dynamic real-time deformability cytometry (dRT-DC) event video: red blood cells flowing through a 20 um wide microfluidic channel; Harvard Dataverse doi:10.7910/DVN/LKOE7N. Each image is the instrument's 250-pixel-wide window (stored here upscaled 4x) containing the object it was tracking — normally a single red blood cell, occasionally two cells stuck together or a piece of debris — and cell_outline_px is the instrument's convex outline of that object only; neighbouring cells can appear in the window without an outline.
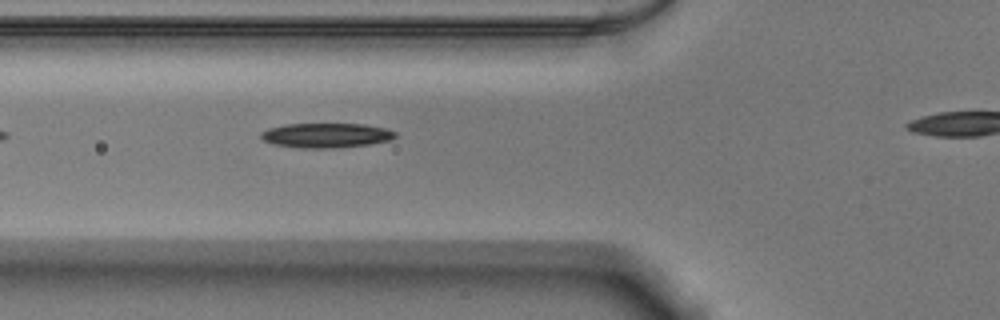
{"species": "Egyptian fruit bat (a non-hibernating species)", "species_latin": "Rousettus aegyptiacus", "temperature_condition": "warm", "stored_images_in_passage": 30, "camera_frame_rate_fps": 3000, "um_per_image_px": 0.085, "animal": {"sex": "male"}, "frame": {"image": 1, "passage_image": 3, "time_ms": 0.667, "image_size_px": [1000, 320], "cell_outline_px": [[396, 136], [392, 140], [368, 144], [340, 148], [300, 148], [272, 144], [264, 140], [260, 136], [260, 132], [268, 128], [284, 124], [364, 124], [384, 128], [396, 132]], "centroid_in_image_um": [27.71, 11.51], "position_along_channel_um": 98.1, "area_um2": 19.42}}
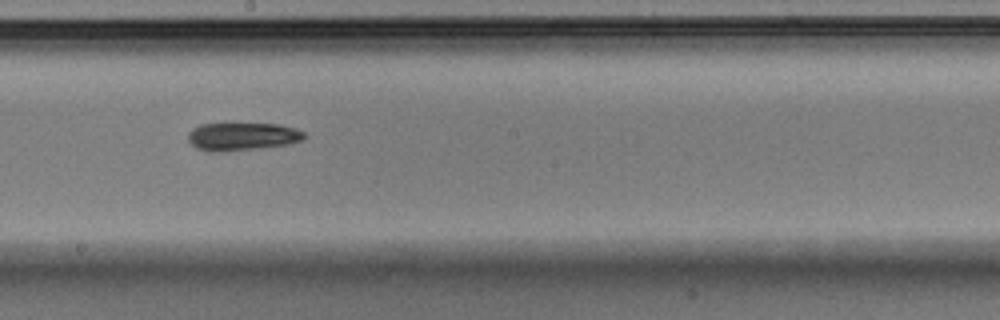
{"frame": {"image": 2, "passage_image": 13, "time_ms": 4.0, "image_size_px": [1000, 320], "cell_outline_px": [[304, 140], [288, 144], [256, 148], [220, 152], [208, 152], [196, 148], [188, 140], [188, 132], [192, 128], [200, 124], [280, 124], [296, 128], [304, 132]], "centroid_in_image_um": [20.57, 11.6], "position_along_channel_um": 227.6, "area_um2": 18.9}}
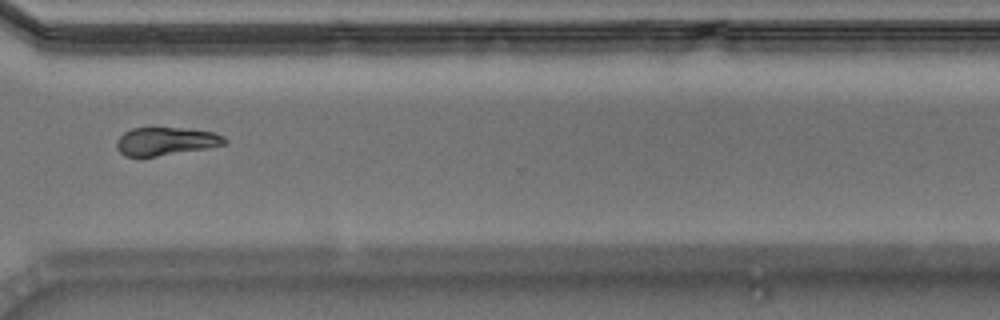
{"frame": {"image": 3, "passage_image": 23, "time_ms": 7.333, "image_size_px": [1000, 320], "cell_outline_px": [[228, 140], [224, 144], [208, 148], [156, 156], [124, 156], [116, 148], [116, 140], [124, 132], [132, 128], [180, 128], [212, 132], [224, 136]], "centroid_in_image_um": [14.07, 12.01], "position_along_channel_um": 356.5, "area_um2": 17.51}}